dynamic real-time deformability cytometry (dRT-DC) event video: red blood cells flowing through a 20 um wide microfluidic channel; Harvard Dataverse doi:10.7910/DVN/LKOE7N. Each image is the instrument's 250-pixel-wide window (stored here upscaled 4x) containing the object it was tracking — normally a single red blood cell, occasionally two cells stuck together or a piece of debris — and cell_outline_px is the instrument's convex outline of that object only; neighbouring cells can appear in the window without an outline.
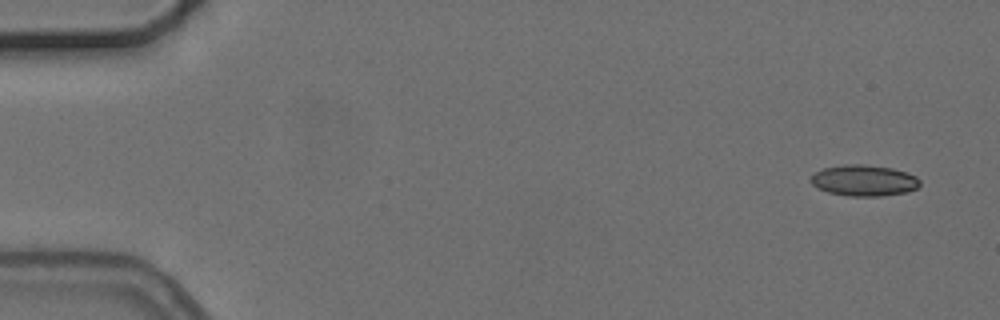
{"species": "common noctule bat (a hibernating species)", "species_latin": "Nyctalus noctula", "temperature_condition": "cold", "stored_images_in_passage": 3, "camera_frame_rate_fps": 3000, "um_per_image_px": 0.085, "animal": {"sex": "female", "body_mass_g": 24.6, "forearm_length_mm": 56.2}, "frame": {"image": 1, "passage_image": 1, "time_ms": 0.0, "image_size_px": [1000, 320], "cell_outline_px": [[920, 184], [916, 188], [908, 192], [880, 196], [848, 196], [828, 192], [812, 184], [808, 180], [816, 172], [824, 168], [844, 164], [864, 164], [892, 168], [908, 172], [916, 176], [920, 180]], "centroid_in_image_um": [73.46, 15.33], "position_along_channel_um": 11.5, "area_um2": 19.83}}